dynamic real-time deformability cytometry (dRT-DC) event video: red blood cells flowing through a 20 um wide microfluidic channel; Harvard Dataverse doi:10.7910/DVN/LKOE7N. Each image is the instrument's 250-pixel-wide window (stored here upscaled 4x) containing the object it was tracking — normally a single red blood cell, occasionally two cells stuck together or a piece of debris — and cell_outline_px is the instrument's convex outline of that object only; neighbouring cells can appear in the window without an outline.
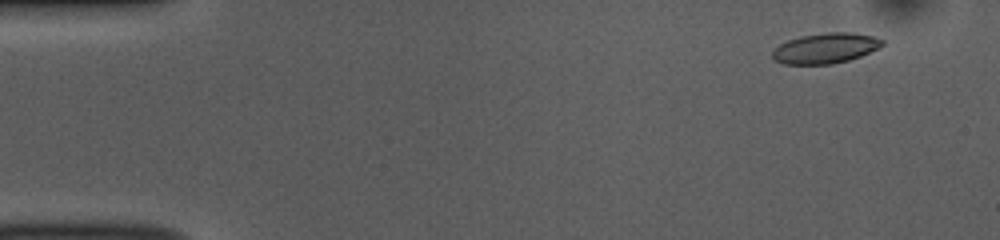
{"species": "common noctule bat (a hibernating species)", "species_latin": "Nyctalus noctula", "temperature_condition": "room temperature", "stored_images_in_passage": 49, "camera_frame_rate_fps": 3000, "um_per_image_px": 0.085, "animal": {"sex": "female", "body_mass_g": 10.0, "forearm_length_mm": 53.1}, "frame": {"image": 1, "passage_image": 2, "time_ms": 0.333, "image_size_px": [1000, 240], "cell_outline_px": [[884, 44], [880, 48], [860, 56], [848, 60], [832, 64], [784, 64], [776, 60], [772, 56], [772, 48], [788, 40], [800, 36], [828, 32], [852, 32], [872, 36], [884, 40]], "centroid_in_image_um": [70.17, 4.09], "position_along_channel_um": 14.8, "area_um2": 19.48}}
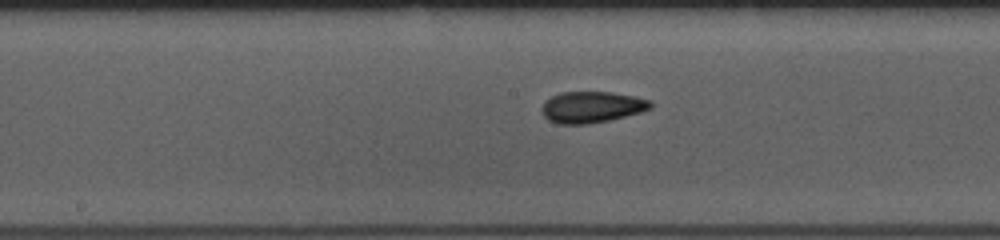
{"frame": {"image": 2, "passage_image": 24, "time_ms": 7.667, "image_size_px": [1000, 240], "cell_outline_px": [[652, 108], [640, 112], [608, 120], [588, 124], [556, 124], [548, 120], [540, 112], [540, 108], [552, 96], [560, 92], [612, 92], [636, 96], [652, 100]], "centroid_in_image_um": [50.3, 9.1], "position_along_channel_um": 197.9, "area_um2": 19.94}}
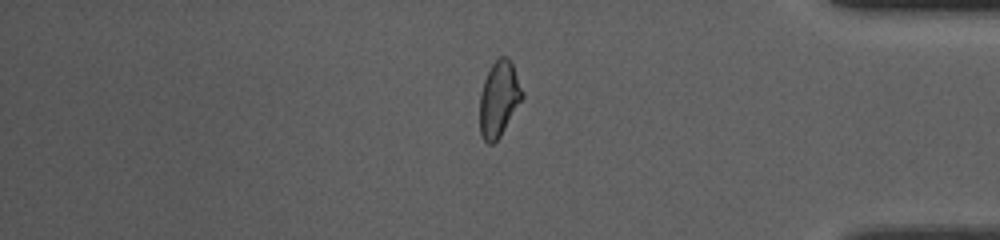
{"frame": {"image": 3, "passage_image": 41, "time_ms": 13.333, "image_size_px": [1000, 240], "cell_outline_px": [[524, 96], [500, 136], [492, 144], [488, 144], [484, 140], [480, 132], [480, 92], [484, 80], [492, 64], [500, 56], [508, 56], [512, 64], [524, 92]], "centroid_in_image_um": [42.41, 8.39], "position_along_channel_um": 392.8, "area_um2": 18.55}, "authors_computed_cell_mechanics": {"area_um2": 19.363, "velocity_mm_per_s": 3.8971, "shape_relaxation_time_tau1_ms": 10.396, "shape_relaxation_time_tau2_ms": 2.2884, "deformation_change_tau1": 0.2307, "deformation_change_tau2": 0.0826}}